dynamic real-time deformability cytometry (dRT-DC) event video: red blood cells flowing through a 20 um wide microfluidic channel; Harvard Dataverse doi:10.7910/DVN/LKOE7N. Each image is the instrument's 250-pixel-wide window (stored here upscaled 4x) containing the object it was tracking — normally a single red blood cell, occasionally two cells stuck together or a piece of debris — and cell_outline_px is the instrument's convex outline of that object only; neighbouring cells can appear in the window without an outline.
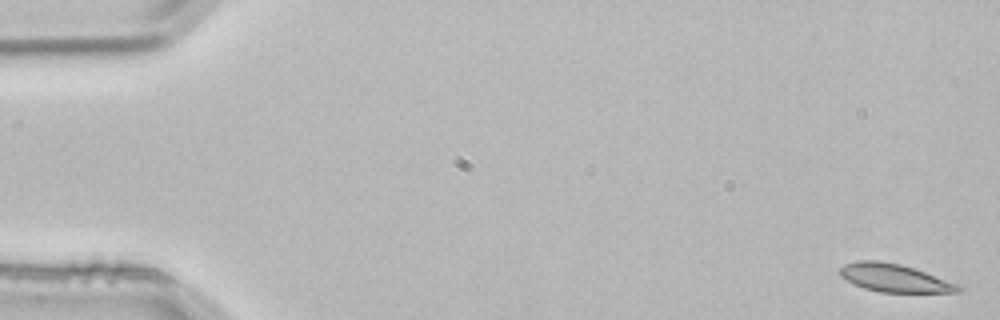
{"species": "common noctule bat (a hibernating species)", "species_latin": "Nyctalus noctula", "temperature_condition": "room temperature", "stored_images_in_passage": 3, "camera_frame_rate_fps": 3000, "um_per_image_px": 0.085, "animal": {"sex": "male", "body_mass_g": 21.5, "forearm_length_mm": 52.0}, "frame": {"image": 1, "passage_image": 1, "time_ms": 0.0, "image_size_px": [1000, 320], "cell_outline_px": [[964, 288], [956, 292], [880, 292], [864, 288], [840, 276], [840, 268], [844, 264], [856, 260], [880, 260], [900, 264], [960, 284]], "centroid_in_image_um": [76.03, 23.62], "position_along_channel_um": 9.0, "area_um2": 19.13}}